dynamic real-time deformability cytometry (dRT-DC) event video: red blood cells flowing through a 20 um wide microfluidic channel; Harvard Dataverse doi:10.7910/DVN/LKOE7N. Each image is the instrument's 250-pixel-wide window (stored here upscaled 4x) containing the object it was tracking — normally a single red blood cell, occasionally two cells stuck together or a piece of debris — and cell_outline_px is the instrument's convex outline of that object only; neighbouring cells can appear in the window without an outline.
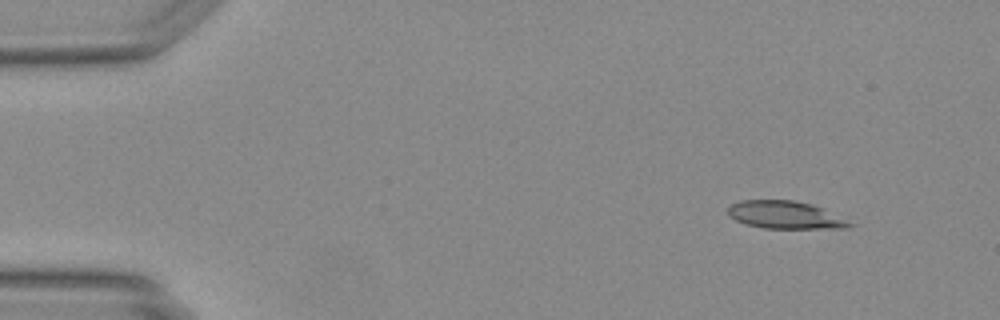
{"species": "Egyptian fruit bat (a non-hibernating species)", "species_latin": "Rousettus aegyptiacus", "temperature_condition": "warm", "stored_images_in_passage": 45, "camera_frame_rate_fps": 3000, "um_per_image_px": 0.085, "animal": {"sex": "female"}, "frame": {"image": 1, "passage_image": 2, "time_ms": 0.333, "image_size_px": [1000, 320], "cell_outline_px": [[856, 224], [848, 228], [764, 228], [748, 224], [736, 220], [728, 216], [728, 208], [732, 204], [740, 200], [792, 200], [812, 204]], "centroid_in_image_um": [66.74, 18.27], "position_along_channel_um": 18.3, "area_um2": 19.42}}
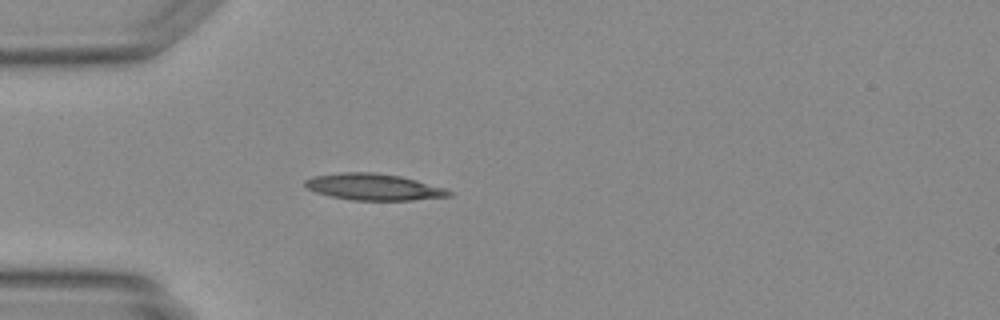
{"frame": {"image": 2, "passage_image": 11, "time_ms": 3.333, "image_size_px": [1000, 320], "cell_outline_px": [[452, 196], [412, 200], [352, 200], [328, 196], [304, 188], [304, 180], [312, 176], [340, 172], [372, 172], [400, 176], [416, 180], [444, 188], [452, 192]], "centroid_in_image_um": [31.7, 15.89], "position_along_channel_um": 53.3, "area_um2": 22.31}}
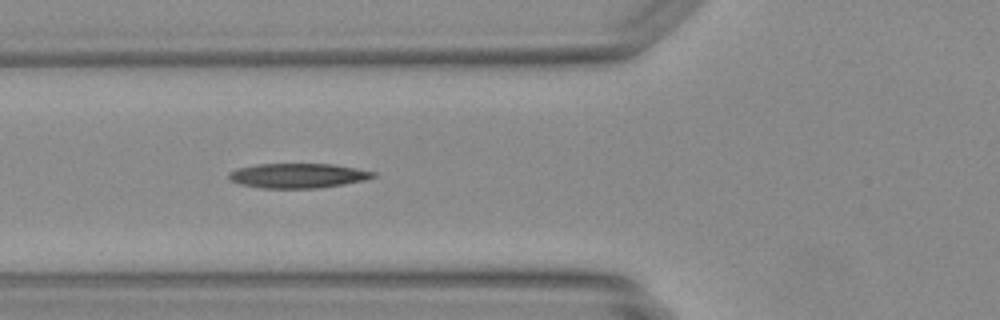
{"frame": {"image": 3, "passage_image": 15, "time_ms": 4.667, "image_size_px": [1000, 320], "cell_outline_px": [[376, 176], [364, 180], [344, 184], [320, 188], [264, 188], [240, 184], [228, 180], [228, 172], [236, 168], [256, 164], [332, 164], [356, 168], [376, 172]], "centroid_in_image_um": [25.29, 14.93], "position_along_channel_um": 100.5, "area_um2": 20.87}}